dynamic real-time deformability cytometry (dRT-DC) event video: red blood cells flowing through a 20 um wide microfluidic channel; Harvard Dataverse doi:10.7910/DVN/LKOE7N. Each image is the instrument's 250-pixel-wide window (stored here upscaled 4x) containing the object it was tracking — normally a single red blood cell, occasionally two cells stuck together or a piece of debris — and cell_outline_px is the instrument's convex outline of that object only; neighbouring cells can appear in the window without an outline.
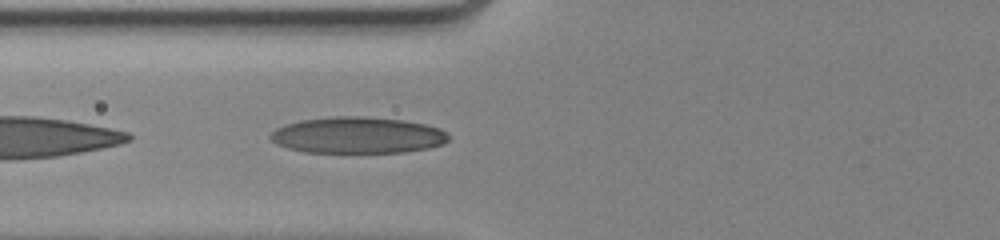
{"species": "human", "species_latin": "Homo sapiens", "temperature_condition": "cold", "stored_images_in_passage": 37, "camera_frame_rate_fps": 3000, "um_per_image_px": 0.085, "donor": {"sex": "female"}, "frame": {"image": 1, "passage_image": 3, "time_ms": 0.667, "image_size_px": [1000, 240], "cell_outline_px": [[448, 140], [444, 144], [428, 148], [404, 152], [304, 152], [288, 148], [276, 144], [268, 136], [276, 128], [284, 124], [300, 120], [336, 116], [364, 116], [404, 120], [424, 124], [440, 128], [448, 136]], "centroid_in_image_um": [30.37, 11.49], "position_along_channel_um": 95.4, "area_um2": 37.8}}
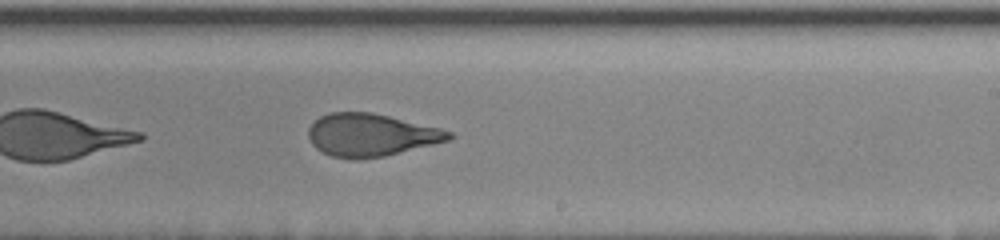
{"frame": {"image": 2, "passage_image": 17, "time_ms": 5.333, "image_size_px": [1000, 240], "cell_outline_px": [[456, 136], [448, 140], [384, 156], [356, 160], [352, 160], [332, 156], [316, 148], [312, 144], [308, 136], [308, 128], [320, 116], [328, 112], [372, 112], [440, 128], [452, 132]], "centroid_in_image_um": [31.5, 11.47], "position_along_channel_um": 257.5, "area_um2": 34.8}}
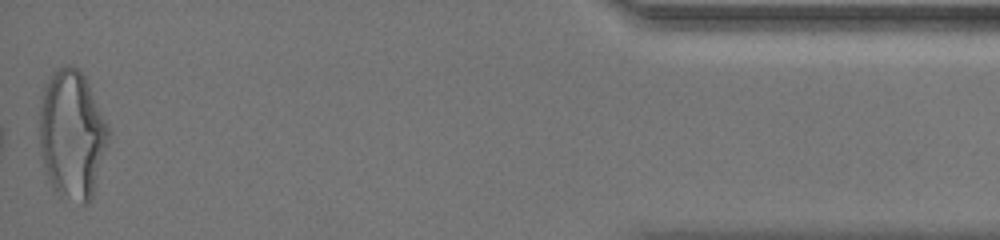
{"frame": {"image": 3, "passage_image": 37, "time_ms": 12.0, "image_size_px": [1000, 240], "cell_outline_px": [[108, 136], [92, 200], [88, 204], [84, 204], [60, 196], [52, 184], [48, 176], [44, 164], [40, 144], [40, 96], [44, 84], [48, 76], [56, 68], [64, 64], [68, 64], [76, 68], [84, 76], [108, 128]], "centroid_in_image_um": [6.08, 11.41], "position_along_channel_um": 429.1, "area_um2": 50.98}, "authors_computed_cell_mechanics": {"area_um2": 36.4718, "velocity_mm_per_s": 3.4563, "shape_relaxation_time_tau1_ms": 5.6804, "shape_relaxation_time_tau2_ms": 1.2936, "deformation_change_tau1": 0.2006, "deformation_change_tau2": 0.0785}}